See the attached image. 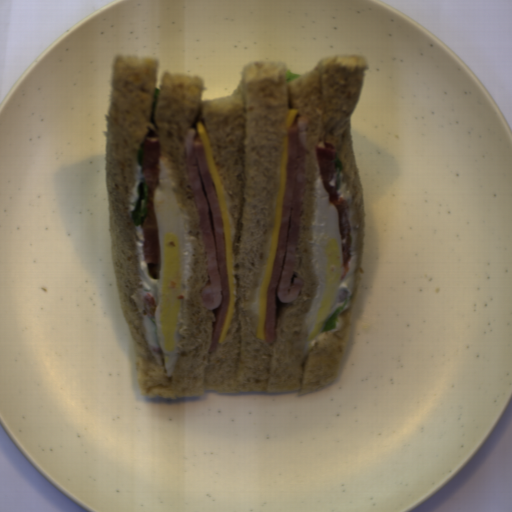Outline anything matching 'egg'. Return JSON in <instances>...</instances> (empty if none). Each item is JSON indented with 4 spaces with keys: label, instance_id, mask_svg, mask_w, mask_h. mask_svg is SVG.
<instances>
[{
    "label": "egg",
    "instance_id": "1",
    "mask_svg": "<svg viewBox=\"0 0 512 512\" xmlns=\"http://www.w3.org/2000/svg\"><path fill=\"white\" fill-rule=\"evenodd\" d=\"M159 228L160 263L155 326L163 354L164 371L172 377L182 354L184 303L192 260L188 213L166 159L159 155V186L154 191Z\"/></svg>",
    "mask_w": 512,
    "mask_h": 512
},
{
    "label": "egg",
    "instance_id": "2",
    "mask_svg": "<svg viewBox=\"0 0 512 512\" xmlns=\"http://www.w3.org/2000/svg\"><path fill=\"white\" fill-rule=\"evenodd\" d=\"M311 258L318 286L305 316L303 356L322 333L324 322L330 312L337 309L333 310L342 281L348 272L343 259L338 211L334 203L330 202V192L325 186L319 168L314 182V202L311 216ZM354 289L353 280L351 295Z\"/></svg>",
    "mask_w": 512,
    "mask_h": 512
}]
</instances>
